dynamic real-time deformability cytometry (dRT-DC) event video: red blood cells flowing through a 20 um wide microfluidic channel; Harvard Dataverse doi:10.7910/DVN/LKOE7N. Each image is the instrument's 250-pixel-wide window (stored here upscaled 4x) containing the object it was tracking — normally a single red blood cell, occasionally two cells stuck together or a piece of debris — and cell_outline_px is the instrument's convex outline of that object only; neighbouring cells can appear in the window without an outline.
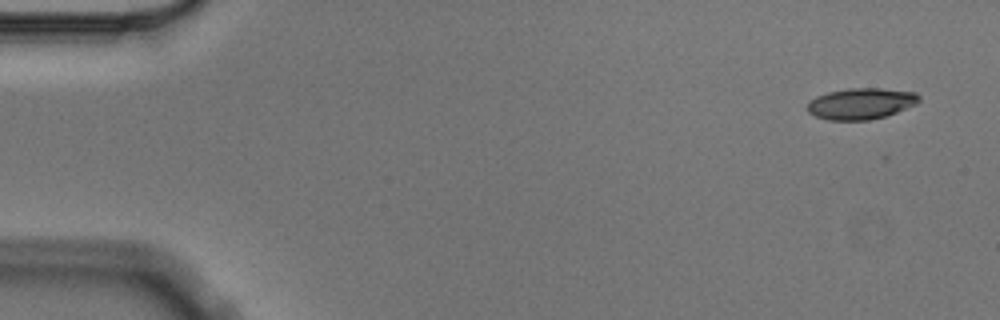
{"species": "Egyptian fruit bat (a non-hibernating species)", "species_latin": "Rousettus aegyptiacus", "temperature_condition": "cold", "stored_images_in_passage": 6, "camera_frame_rate_fps": 3000, "um_per_image_px": 0.085, "animal": {"sex": "male"}, "frame": {"image": 1, "passage_image": 1, "time_ms": 0.0, "image_size_px": [1000, 320], "cell_outline_px": [[920, 100], [916, 104], [896, 112], [884, 116], [868, 120], [828, 120], [816, 116], [808, 112], [808, 104], [816, 96], [828, 92], [848, 88], [880, 88], [916, 92], [920, 96]], "centroid_in_image_um": [73.2, 8.8], "position_along_channel_um": 11.8, "area_um2": 20.17}}
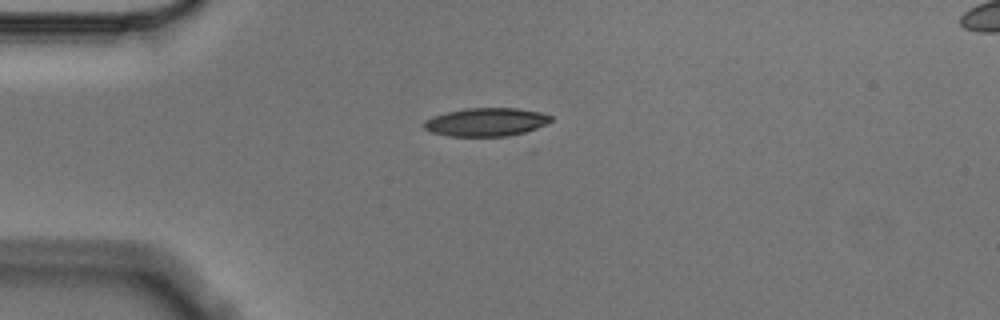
{"frame": {"image": 2, "passage_image": 4, "time_ms": 1.0, "image_size_px": [1000, 320], "cell_outline_px": [[552, 120], [536, 128], [524, 132], [508, 136], [448, 136], [432, 132], [424, 128], [424, 120], [432, 116], [464, 108], [516, 108], [540, 112], [552, 116]], "centroid_in_image_um": [41.3, 10.37], "position_along_channel_um": 43.7, "area_um2": 20.81}}
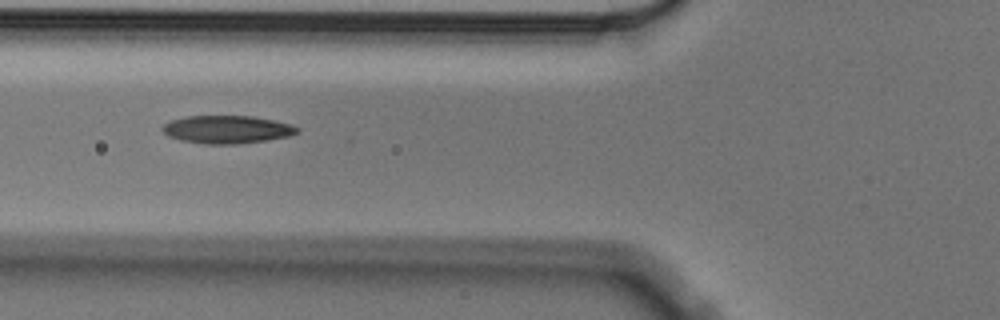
{"frame": {"image": 3, "passage_image": 6, "time_ms": 1.667, "image_size_px": [1000, 320], "cell_outline_px": [[300, 132], [288, 136], [264, 140], [236, 144], [204, 144], [180, 140], [168, 136], [160, 128], [164, 124], [172, 120], [188, 116], [252, 116], [276, 120], [292, 124], [300, 128]], "centroid_in_image_um": [19.31, 11.0], "position_along_channel_um": 106.5, "area_um2": 21.96}}